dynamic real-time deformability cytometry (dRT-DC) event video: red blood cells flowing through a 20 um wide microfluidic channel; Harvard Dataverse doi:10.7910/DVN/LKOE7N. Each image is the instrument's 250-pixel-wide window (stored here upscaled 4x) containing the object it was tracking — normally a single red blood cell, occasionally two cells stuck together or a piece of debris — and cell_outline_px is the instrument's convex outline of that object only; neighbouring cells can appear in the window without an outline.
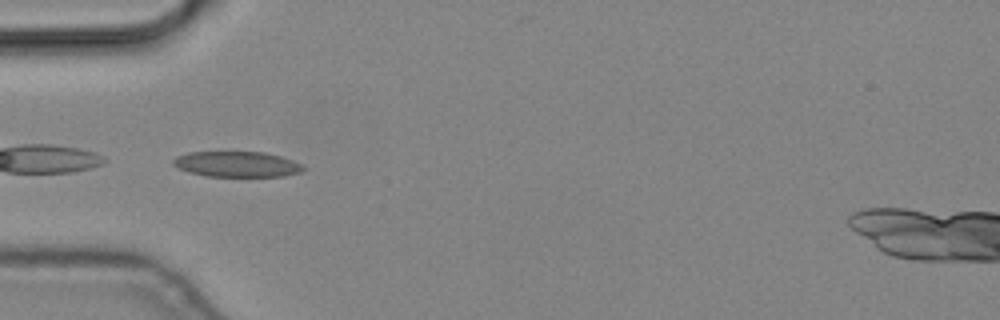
{"species": "common noctule bat (a hibernating species)", "species_latin": "Nyctalus noctula", "temperature_condition": "cold", "stored_images_in_passage": 10, "camera_frame_rate_fps": 3000, "um_per_image_px": 0.085, "animal": {"sex": "male", "body_mass_g": 19.2, "forearm_length_mm": 51.8}, "frame": {"image": 1, "passage_image": 5, "time_ms": 1.333, "image_size_px": [1000, 320], "cell_outline_px": [[304, 168], [300, 172], [284, 176], [208, 176], [188, 172], [172, 164], [172, 160], [176, 156], [188, 152], [264, 152], [280, 156], [292, 160], [300, 164]], "centroid_in_image_um": [20.1, 13.95], "position_along_channel_um": 64.9, "area_um2": 19.19}}
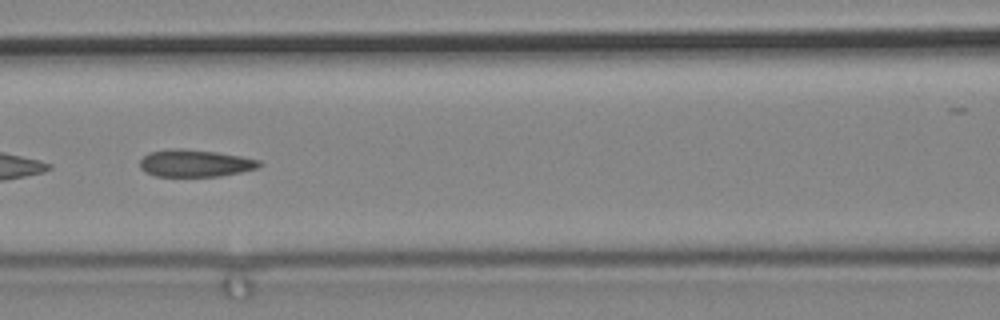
{"frame": {"image": 2, "passage_image": 7, "time_ms": 2.0, "image_size_px": [1000, 320], "cell_outline_px": [[264, 164], [256, 168], [240, 172], [220, 176], [156, 176], [144, 172], [140, 168], [140, 160], [148, 152], [172, 148], [180, 148], [216, 152], [240, 156], [260, 160]], "centroid_in_image_um": [16.56, 13.87], "position_along_channel_um": 150.0, "area_um2": 18.96}}
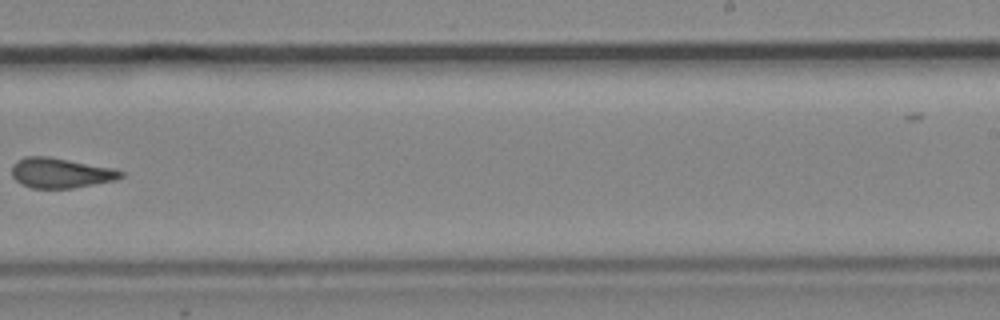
{"frame": {"image": 3, "passage_image": 10, "time_ms": 3.0, "image_size_px": [1000, 320], "cell_outline_px": [[124, 176], [116, 180], [72, 188], [32, 188], [16, 180], [12, 176], [12, 164], [16, 160], [24, 156], [48, 156], [112, 168], [124, 172]], "centroid_in_image_um": [5.14, 14.69], "position_along_channel_um": 283.9, "area_um2": 19.02}}